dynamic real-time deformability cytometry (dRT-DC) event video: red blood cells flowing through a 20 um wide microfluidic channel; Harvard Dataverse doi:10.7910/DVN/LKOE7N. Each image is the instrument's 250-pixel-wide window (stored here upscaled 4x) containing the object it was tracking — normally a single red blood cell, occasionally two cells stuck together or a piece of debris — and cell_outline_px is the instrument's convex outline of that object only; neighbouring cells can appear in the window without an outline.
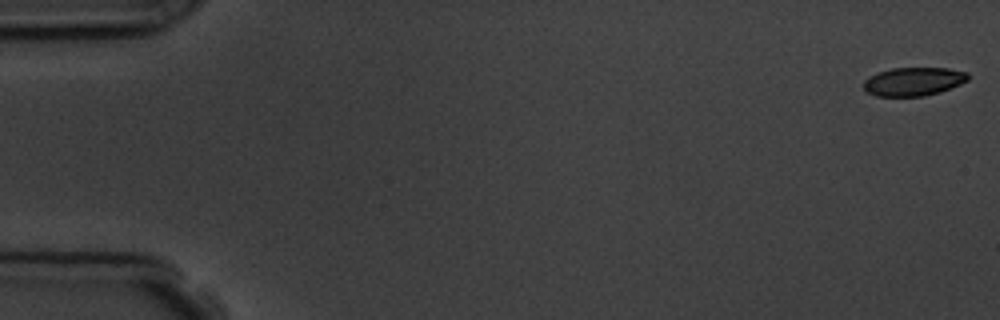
{"species": "common noctule bat (a hibernating species)", "species_latin": "Nyctalus noctula", "temperature_condition": "room temperature", "stored_images_in_passage": 5, "camera_frame_rate_fps": 3000, "um_per_image_px": 0.085, "animal": {"sex": "male", "body_mass_g": 19.5, "forearm_length_mm": 54.6}, "frame": {"image": 1, "passage_image": 1, "time_ms": 0.0, "image_size_px": [1000, 320], "cell_outline_px": [[968, 80], [960, 84], [940, 92], [924, 96], [876, 96], [864, 92], [864, 80], [868, 76], [892, 68], [948, 68], [968, 72]], "centroid_in_image_um": [77.63, 6.93], "position_along_channel_um": 7.4, "area_um2": 17.4}}
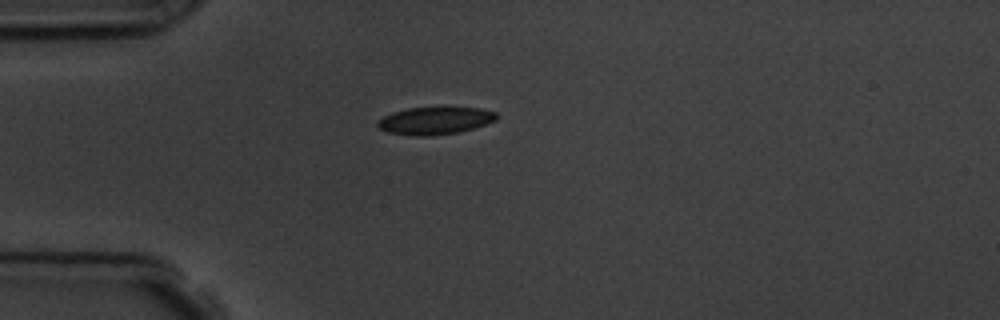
{"frame": {"image": 2, "passage_image": 5, "time_ms": 4.667, "image_size_px": [1000, 320], "cell_outline_px": [[496, 120], [472, 128], [456, 132], [428, 136], [416, 136], [388, 132], [380, 128], [376, 124], [384, 116], [392, 112], [408, 108], [480, 108], [496, 112]], "centroid_in_image_um": [36.95, 10.25], "position_along_channel_um": 48.1, "area_um2": 18.55}}